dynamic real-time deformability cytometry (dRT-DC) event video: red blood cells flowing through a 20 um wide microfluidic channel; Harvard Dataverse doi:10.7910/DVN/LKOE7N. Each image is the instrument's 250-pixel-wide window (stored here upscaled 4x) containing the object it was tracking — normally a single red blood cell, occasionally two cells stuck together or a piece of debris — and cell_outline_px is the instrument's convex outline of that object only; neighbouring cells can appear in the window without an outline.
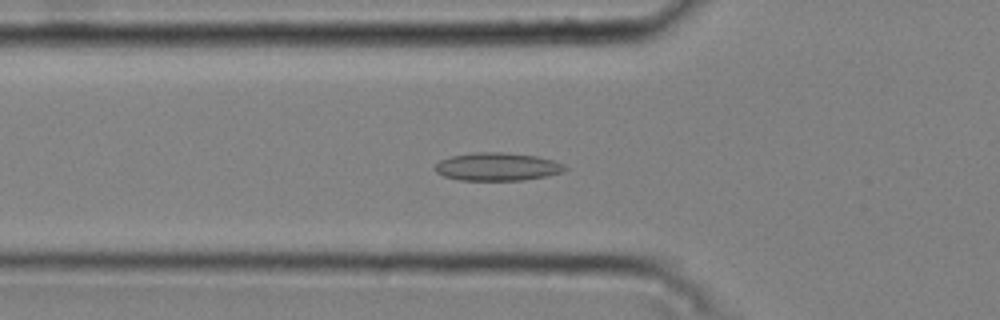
{"species": "common noctule bat (a hibernating species)", "species_latin": "Nyctalus noctula", "temperature_condition": "cold", "stored_images_in_passage": 33, "camera_frame_rate_fps": 3000, "um_per_image_px": 0.085, "animal": {"sex": "male", "body_mass_g": 20.4}, "frame": {"image": 1, "passage_image": 2, "time_ms": 0.333, "image_size_px": [1000, 320], "cell_outline_px": [[568, 168], [564, 172], [524, 180], [460, 180], [444, 176], [436, 172], [432, 168], [440, 160], [452, 156], [472, 152], [504, 152], [536, 156], [552, 160], [564, 164]], "centroid_in_image_um": [42.26, 14.16], "position_along_channel_um": 83.5, "area_um2": 21.27}}
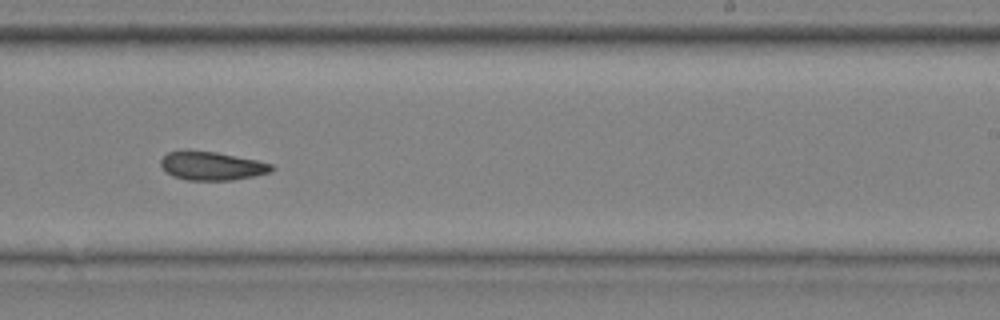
{"frame": {"image": 2, "passage_image": 17, "time_ms": 5.333, "image_size_px": [1000, 320], "cell_outline_px": [[276, 168], [272, 172], [232, 180], [188, 180], [172, 176], [160, 164], [160, 160], [168, 152], [184, 148], [188, 148], [216, 152], [256, 160], [272, 164]], "centroid_in_image_um": [17.98, 14.07], "position_along_channel_um": 271.0, "area_um2": 18.73}}
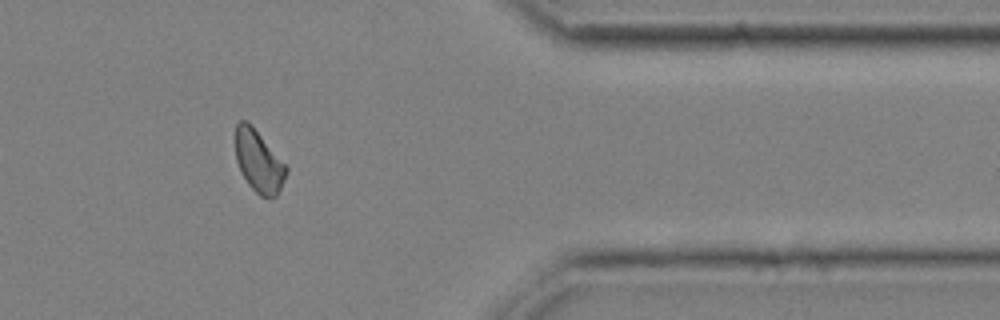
{"frame": {"image": 3, "passage_image": 28, "time_ms": 9.0, "image_size_px": [1000, 320], "cell_outline_px": [[288, 172], [276, 196], [260, 196], [248, 184], [236, 160], [236, 124], [240, 120], [244, 120], [260, 136], [288, 168]], "centroid_in_image_um": [21.98, 13.75], "position_along_channel_um": 389.4, "area_um2": 17.46}}